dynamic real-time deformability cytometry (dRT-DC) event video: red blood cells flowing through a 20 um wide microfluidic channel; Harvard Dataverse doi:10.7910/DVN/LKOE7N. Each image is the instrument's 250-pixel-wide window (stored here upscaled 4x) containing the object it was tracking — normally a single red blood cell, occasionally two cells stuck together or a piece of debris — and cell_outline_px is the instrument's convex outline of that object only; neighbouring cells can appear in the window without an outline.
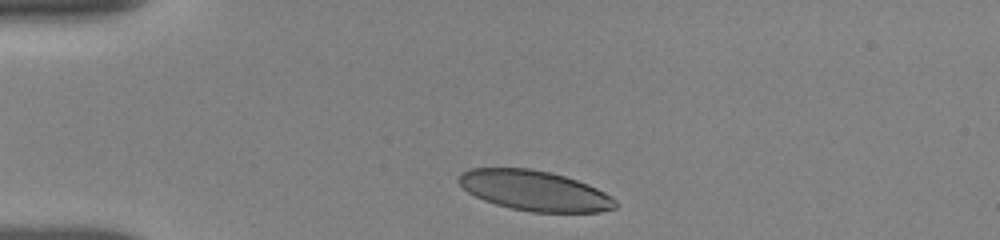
{"species": "human", "species_latin": "Homo sapiens", "temperature_condition": "room temperature", "stored_images_in_passage": 7, "camera_frame_rate_fps": 3000, "um_per_image_px": 0.085, "donor": {"sex": "female"}, "frame": {"image": 1, "passage_image": 1, "time_ms": 0.0, "image_size_px": [1000, 240], "cell_outline_px": [[620, 204], [616, 208], [600, 212], [532, 212], [512, 208], [496, 204], [484, 200], [468, 192], [456, 180], [460, 172], [468, 168], [528, 168], [552, 172], [588, 184], [612, 196]], "centroid_in_image_um": [45.45, 16.2], "position_along_channel_um": 39.6, "area_um2": 36.82}}
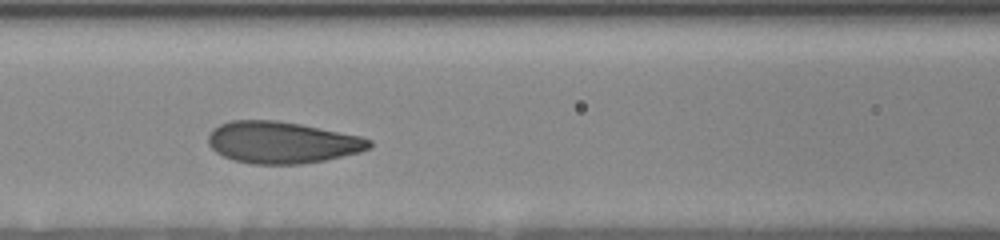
{"frame": {"image": 2, "passage_image": 5, "time_ms": 3.667, "image_size_px": [1000, 240], "cell_outline_px": [[372, 148], [360, 152], [324, 160], [300, 164], [252, 164], [232, 160], [216, 152], [208, 144], [208, 136], [212, 128], [220, 124], [232, 120], [276, 120], [300, 124], [360, 136], [372, 140]], "centroid_in_image_um": [23.96, 12.11], "position_along_channel_um": 142.6, "area_um2": 39.25}}
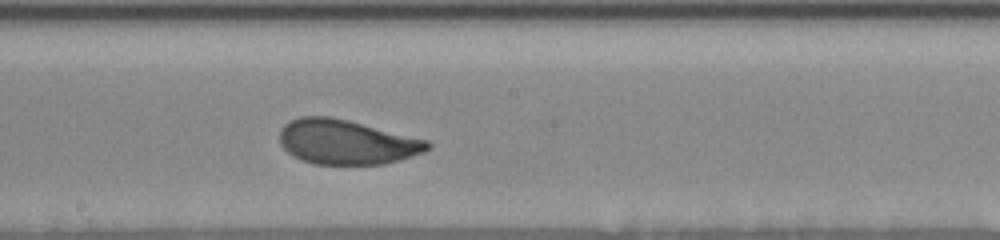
{"frame": {"image": 3, "passage_image": 7, "time_ms": 5.667, "image_size_px": [1000, 240], "cell_outline_px": [[432, 148], [424, 152], [400, 160], [384, 164], [312, 164], [288, 152], [280, 144], [280, 128], [288, 120], [300, 116], [332, 116], [428, 140], [432, 144]], "centroid_in_image_um": [29.46, 12.06], "position_along_channel_um": 218.7, "area_um2": 38.61}}